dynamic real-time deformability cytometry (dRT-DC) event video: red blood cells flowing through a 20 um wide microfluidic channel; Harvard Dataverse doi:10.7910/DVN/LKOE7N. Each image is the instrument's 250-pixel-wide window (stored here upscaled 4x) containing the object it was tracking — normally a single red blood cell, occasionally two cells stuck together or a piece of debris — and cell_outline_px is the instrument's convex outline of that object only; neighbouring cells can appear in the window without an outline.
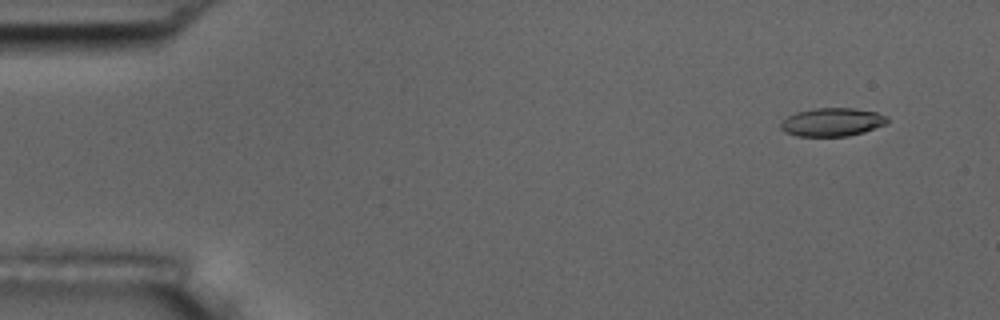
{"species": "common noctule bat (a hibernating species)", "species_latin": "Nyctalus noctula", "temperature_condition": "room temperature", "stored_images_in_passage": 7, "camera_frame_rate_fps": 3000, "um_per_image_px": 0.085, "animal": {"sex": "male", "body_mass_g": 17.5, "forearm_length_mm": 52.3}, "frame": {"image": 1, "passage_image": 1, "time_ms": 0.0, "image_size_px": [1000, 320], "cell_outline_px": [[888, 124], [864, 132], [848, 136], [796, 136], [784, 132], [780, 128], [780, 120], [796, 112], [816, 108], [856, 108], [876, 112], [888, 116]], "centroid_in_image_um": [70.74, 10.38], "position_along_channel_um": 14.3, "area_um2": 17.86}}
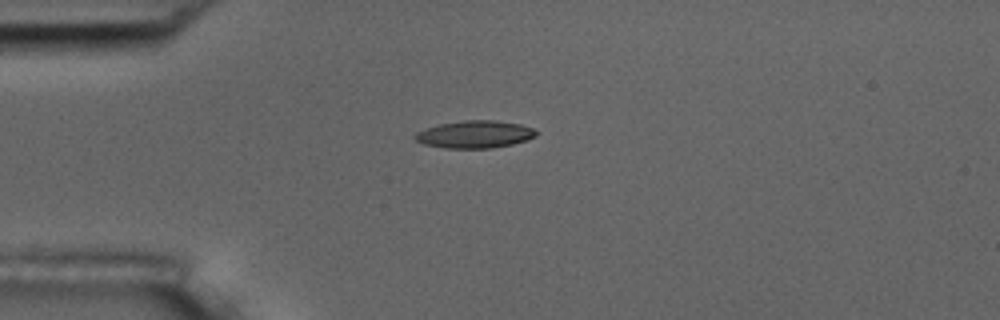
{"frame": {"image": 2, "passage_image": 4, "time_ms": 3.333, "image_size_px": [1000, 320], "cell_outline_px": [[536, 136], [528, 140], [512, 144], [492, 148], [444, 148], [424, 144], [416, 140], [412, 136], [416, 132], [424, 128], [440, 124], [464, 120], [496, 120], [520, 124], [532, 128], [536, 132]], "centroid_in_image_um": [40.33, 11.42], "position_along_channel_um": 44.7, "area_um2": 19.42}}